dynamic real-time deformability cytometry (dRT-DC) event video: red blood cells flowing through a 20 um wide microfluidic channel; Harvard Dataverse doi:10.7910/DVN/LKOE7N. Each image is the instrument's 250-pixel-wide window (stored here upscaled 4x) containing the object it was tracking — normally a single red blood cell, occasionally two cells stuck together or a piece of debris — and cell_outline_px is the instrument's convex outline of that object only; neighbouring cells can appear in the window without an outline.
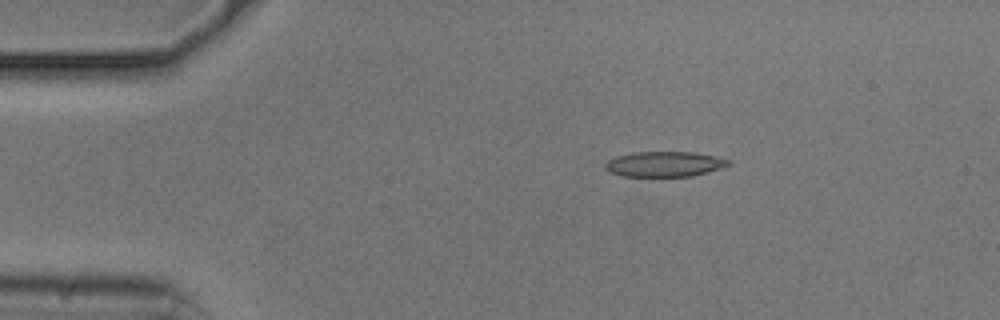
{"species": "common noctule bat (a hibernating species)", "species_latin": "Nyctalus noctula", "temperature_condition": "cold", "stored_images_in_passage": 53, "camera_frame_rate_fps": 3000, "um_per_image_px": 0.085, "animal": {"sex": "male", "body_mass_g": 20.5, "forearm_length_mm": 52.5}, "frame": {"image": 1, "passage_image": 9, "time_ms": 2.667, "image_size_px": [1000, 320], "cell_outline_px": [[732, 164], [708, 172], [692, 176], [620, 176], [608, 172], [604, 168], [604, 164], [608, 160], [616, 156], [632, 152], [692, 152], [716, 156], [728, 160]], "centroid_in_image_um": [56.43, 13.95], "position_along_channel_um": 28.6, "area_um2": 18.21}}
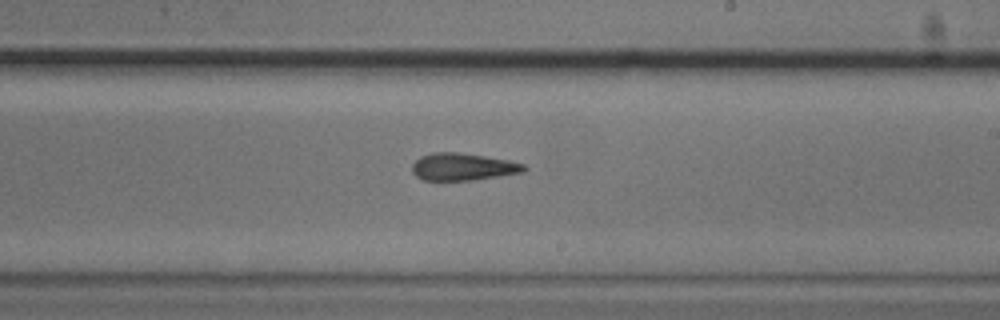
{"frame": {"image": 2, "passage_image": 31, "time_ms": 10.0, "image_size_px": [1000, 320], "cell_outline_px": [[528, 168], [524, 172], [500, 176], [472, 180], [424, 180], [416, 176], [412, 172], [412, 164], [420, 156], [432, 152], [460, 152], [508, 160], [524, 164]], "centroid_in_image_um": [39.34, 14.17], "position_along_channel_um": 249.7, "area_um2": 17.86}}
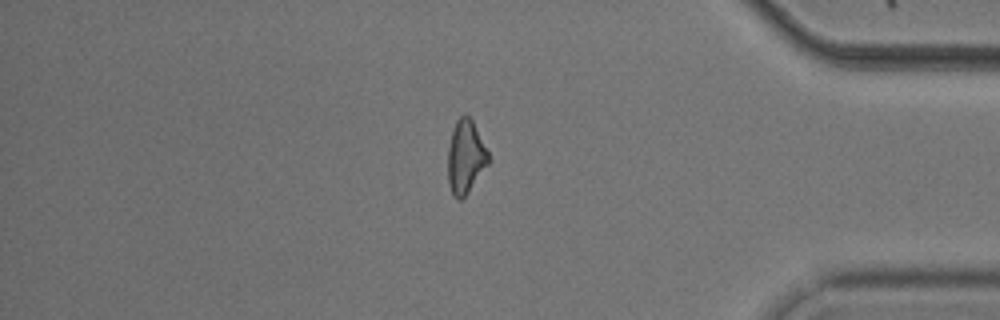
{"frame": {"image": 3, "passage_image": 45, "time_ms": 14.667, "image_size_px": [1000, 320], "cell_outline_px": [[488, 164], [468, 192], [460, 200], [456, 200], [452, 196], [448, 184], [448, 148], [452, 132], [456, 120], [464, 112], [472, 120], [488, 152]], "centroid_in_image_um": [39.54, 13.35], "position_along_channel_um": 395.7, "area_um2": 17.22}, "authors_computed_cell_mechanics": {"area_um2": 18.0914, "velocity_mm_per_s": 3.7506, "shape_relaxation_time_tau1_ms": 10.8049, "shape_relaxation_time_tau2_ms": 4.2275, "deformation_change_tau1": 0.2085, "deformation_change_tau2": 0.1536}}